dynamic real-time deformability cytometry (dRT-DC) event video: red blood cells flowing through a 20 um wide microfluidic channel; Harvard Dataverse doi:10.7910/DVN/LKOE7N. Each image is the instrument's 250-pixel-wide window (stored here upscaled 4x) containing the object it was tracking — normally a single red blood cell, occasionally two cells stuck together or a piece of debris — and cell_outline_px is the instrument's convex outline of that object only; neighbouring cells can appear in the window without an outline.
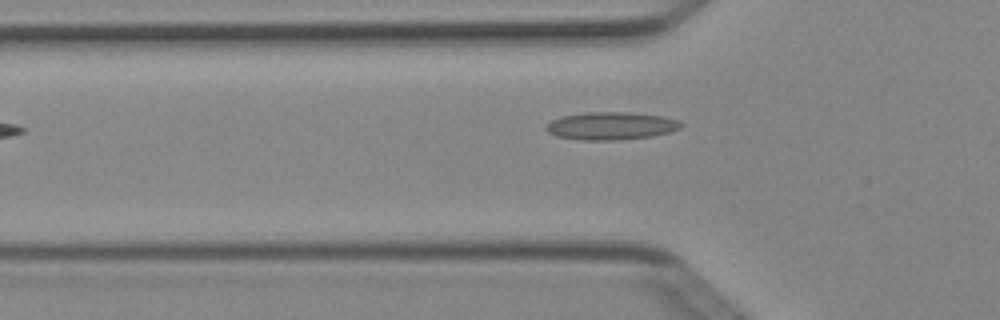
{"species": "Egyptian fruit bat (a non-hibernating species)", "species_latin": "Rousettus aegyptiacus", "temperature_condition": "cold", "stored_images_in_passage": 4, "camera_frame_rate_fps": 3000, "um_per_image_px": 0.085, "animal": {"sex": "female"}, "frame": {"image": 1, "passage_image": 4, "time_ms": 1.0, "image_size_px": [1000, 320], "cell_outline_px": [[684, 124], [680, 128], [668, 132], [652, 136], [620, 140], [580, 140], [556, 136], [548, 132], [544, 128], [552, 120], [560, 116], [588, 112], [628, 112], [664, 116], [676, 120]], "centroid_in_image_um": [51.92, 10.7], "position_along_channel_um": 73.9, "area_um2": 21.85}}